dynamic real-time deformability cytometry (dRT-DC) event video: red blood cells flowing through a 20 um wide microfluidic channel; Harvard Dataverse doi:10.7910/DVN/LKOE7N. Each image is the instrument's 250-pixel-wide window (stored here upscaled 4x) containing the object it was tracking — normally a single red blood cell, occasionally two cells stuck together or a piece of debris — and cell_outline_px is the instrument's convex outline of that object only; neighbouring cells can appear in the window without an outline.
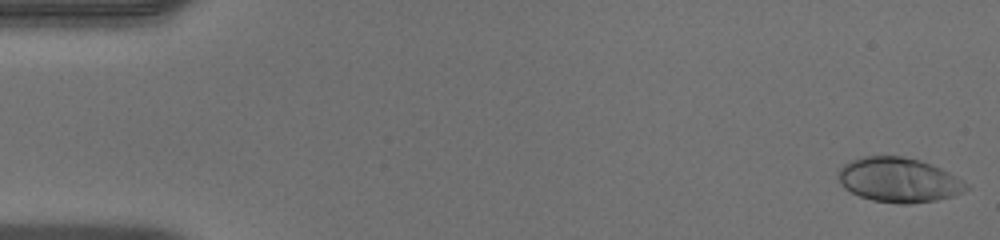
{"species": "human", "species_latin": "Homo sapiens", "temperature_condition": "warm", "stored_images_in_passage": 50, "camera_frame_rate_fps": 3000, "um_per_image_px": 0.085, "donor": {"sex": "male"}, "frame": {"image": 1, "passage_image": 1, "time_ms": 0.0, "image_size_px": [1000, 240], "cell_outline_px": [[972, 188], [964, 192], [952, 196], [936, 200], [908, 204], [900, 204], [872, 200], [860, 196], [844, 188], [840, 184], [836, 176], [836, 172], [844, 164], [852, 160], [864, 156], [904, 156], [920, 160], [940, 168], [956, 176], [968, 184]], "centroid_in_image_um": [76.39, 15.3], "position_along_channel_um": 8.6, "area_um2": 33.47}}
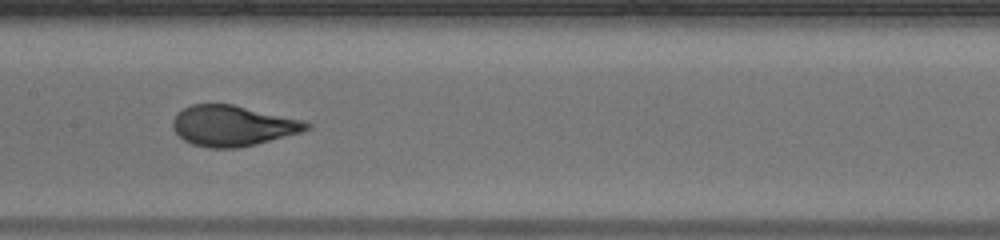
{"frame": {"image": 2, "passage_image": 25, "time_ms": 8.0, "image_size_px": [1000, 240], "cell_outline_px": [[312, 128], [304, 132], [240, 148], [208, 148], [192, 144], [184, 140], [172, 128], [172, 120], [176, 112], [192, 104], [232, 104], [304, 120], [312, 124]], "centroid_in_image_um": [19.81, 10.69], "position_along_channel_um": 187.6, "area_um2": 31.96}}
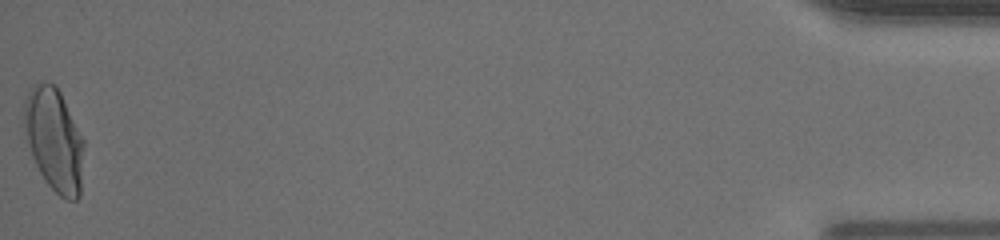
{"frame": {"image": 3, "passage_image": 50, "time_ms": 16.333, "image_size_px": [1000, 240], "cell_outline_px": [[84, 144], [80, 196], [76, 200], [68, 200], [60, 196], [44, 180], [32, 156], [28, 144], [24, 124], [24, 100], [28, 92], [36, 84], [52, 84], [60, 92], [84, 140]], "centroid_in_image_um": [4.62, 11.92], "position_along_channel_um": 430.6, "area_um2": 35.37}, "authors_computed_cell_mechanics": {"area_um2": 32.1657, "velocity_mm_per_s": 4.1068, "shape_relaxation_time_tau1_ms": 4.363, "shape_relaxation_time_tau2_ms": null, "deformation_change_tau1": 0.2308, "deformation_change_tau2": null}}